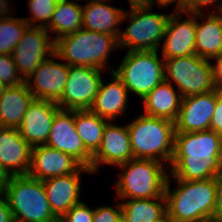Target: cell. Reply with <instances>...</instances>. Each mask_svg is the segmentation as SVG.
Wrapping results in <instances>:
<instances>
[{"instance_id": "cb8c5ba5", "label": "cell", "mask_w": 222, "mask_h": 222, "mask_svg": "<svg viewBox=\"0 0 222 222\" xmlns=\"http://www.w3.org/2000/svg\"><path fill=\"white\" fill-rule=\"evenodd\" d=\"M34 99L26 83L7 86L0 95V127L18 128Z\"/></svg>"}, {"instance_id": "f6af8a7d", "label": "cell", "mask_w": 222, "mask_h": 222, "mask_svg": "<svg viewBox=\"0 0 222 222\" xmlns=\"http://www.w3.org/2000/svg\"><path fill=\"white\" fill-rule=\"evenodd\" d=\"M101 1H103V2H108V0H90V2H101ZM110 1V0H109ZM88 2H89V0H88Z\"/></svg>"}, {"instance_id": "ffe728a7", "label": "cell", "mask_w": 222, "mask_h": 222, "mask_svg": "<svg viewBox=\"0 0 222 222\" xmlns=\"http://www.w3.org/2000/svg\"><path fill=\"white\" fill-rule=\"evenodd\" d=\"M81 173L43 180L45 193L53 214L60 219L72 206L79 204Z\"/></svg>"}, {"instance_id": "8fae6325", "label": "cell", "mask_w": 222, "mask_h": 222, "mask_svg": "<svg viewBox=\"0 0 222 222\" xmlns=\"http://www.w3.org/2000/svg\"><path fill=\"white\" fill-rule=\"evenodd\" d=\"M48 34L45 27L29 26L13 50L12 58L24 80L54 53L55 41Z\"/></svg>"}, {"instance_id": "9a60e30c", "label": "cell", "mask_w": 222, "mask_h": 222, "mask_svg": "<svg viewBox=\"0 0 222 222\" xmlns=\"http://www.w3.org/2000/svg\"><path fill=\"white\" fill-rule=\"evenodd\" d=\"M217 98V89L182 98L180 110L174 121L175 133L209 130Z\"/></svg>"}, {"instance_id": "ba28073f", "label": "cell", "mask_w": 222, "mask_h": 222, "mask_svg": "<svg viewBox=\"0 0 222 222\" xmlns=\"http://www.w3.org/2000/svg\"><path fill=\"white\" fill-rule=\"evenodd\" d=\"M159 50L127 51L122 63L112 72L123 82L128 92L144 98L165 81V62Z\"/></svg>"}, {"instance_id": "9c48e42d", "label": "cell", "mask_w": 222, "mask_h": 222, "mask_svg": "<svg viewBox=\"0 0 222 222\" xmlns=\"http://www.w3.org/2000/svg\"><path fill=\"white\" fill-rule=\"evenodd\" d=\"M164 62L165 80L176 84L182 98L216 89L210 60L193 54L164 59Z\"/></svg>"}, {"instance_id": "3957f363", "label": "cell", "mask_w": 222, "mask_h": 222, "mask_svg": "<svg viewBox=\"0 0 222 222\" xmlns=\"http://www.w3.org/2000/svg\"><path fill=\"white\" fill-rule=\"evenodd\" d=\"M118 48L117 36L82 28L55 40L54 53L69 66L94 67L103 72L107 68L113 71L107 61L111 51Z\"/></svg>"}, {"instance_id": "d6a6232c", "label": "cell", "mask_w": 222, "mask_h": 222, "mask_svg": "<svg viewBox=\"0 0 222 222\" xmlns=\"http://www.w3.org/2000/svg\"><path fill=\"white\" fill-rule=\"evenodd\" d=\"M112 206H100L93 209V222H122L121 203Z\"/></svg>"}, {"instance_id": "836d02e7", "label": "cell", "mask_w": 222, "mask_h": 222, "mask_svg": "<svg viewBox=\"0 0 222 222\" xmlns=\"http://www.w3.org/2000/svg\"><path fill=\"white\" fill-rule=\"evenodd\" d=\"M219 1L220 0H186V13H202V7H208L209 5H213L215 3L217 4H215V7L219 12H221L222 2Z\"/></svg>"}, {"instance_id": "b9f144b4", "label": "cell", "mask_w": 222, "mask_h": 222, "mask_svg": "<svg viewBox=\"0 0 222 222\" xmlns=\"http://www.w3.org/2000/svg\"><path fill=\"white\" fill-rule=\"evenodd\" d=\"M130 5L148 4L147 0H129Z\"/></svg>"}, {"instance_id": "30bf717a", "label": "cell", "mask_w": 222, "mask_h": 222, "mask_svg": "<svg viewBox=\"0 0 222 222\" xmlns=\"http://www.w3.org/2000/svg\"><path fill=\"white\" fill-rule=\"evenodd\" d=\"M102 70L87 66H69L68 78L60 100V109L89 110L97 95Z\"/></svg>"}, {"instance_id": "7c38bea8", "label": "cell", "mask_w": 222, "mask_h": 222, "mask_svg": "<svg viewBox=\"0 0 222 222\" xmlns=\"http://www.w3.org/2000/svg\"><path fill=\"white\" fill-rule=\"evenodd\" d=\"M46 146L72 156L83 167L91 168L92 155L77 134L74 110L59 109L56 112Z\"/></svg>"}, {"instance_id": "d6986e66", "label": "cell", "mask_w": 222, "mask_h": 222, "mask_svg": "<svg viewBox=\"0 0 222 222\" xmlns=\"http://www.w3.org/2000/svg\"><path fill=\"white\" fill-rule=\"evenodd\" d=\"M32 147L21 137L18 128L0 127V164L10 176L27 175Z\"/></svg>"}, {"instance_id": "f1b7e54d", "label": "cell", "mask_w": 222, "mask_h": 222, "mask_svg": "<svg viewBox=\"0 0 222 222\" xmlns=\"http://www.w3.org/2000/svg\"><path fill=\"white\" fill-rule=\"evenodd\" d=\"M28 27V23L23 18L12 16L1 18L0 54H12Z\"/></svg>"}, {"instance_id": "f35d334b", "label": "cell", "mask_w": 222, "mask_h": 222, "mask_svg": "<svg viewBox=\"0 0 222 222\" xmlns=\"http://www.w3.org/2000/svg\"><path fill=\"white\" fill-rule=\"evenodd\" d=\"M12 214L8 205L6 197L0 194V222H10L12 220Z\"/></svg>"}, {"instance_id": "52a82bcc", "label": "cell", "mask_w": 222, "mask_h": 222, "mask_svg": "<svg viewBox=\"0 0 222 222\" xmlns=\"http://www.w3.org/2000/svg\"><path fill=\"white\" fill-rule=\"evenodd\" d=\"M150 4L130 5V12H124L122 21L129 19V25L118 38L119 48L127 51L159 50L170 14L152 12ZM151 11V12H150Z\"/></svg>"}, {"instance_id": "1f68e13d", "label": "cell", "mask_w": 222, "mask_h": 222, "mask_svg": "<svg viewBox=\"0 0 222 222\" xmlns=\"http://www.w3.org/2000/svg\"><path fill=\"white\" fill-rule=\"evenodd\" d=\"M59 222H93V209L84 202L72 206L60 219Z\"/></svg>"}, {"instance_id": "ac0fdd59", "label": "cell", "mask_w": 222, "mask_h": 222, "mask_svg": "<svg viewBox=\"0 0 222 222\" xmlns=\"http://www.w3.org/2000/svg\"><path fill=\"white\" fill-rule=\"evenodd\" d=\"M59 109L55 102L34 99L18 127L21 137L31 147L46 145L52 122Z\"/></svg>"}, {"instance_id": "74e56055", "label": "cell", "mask_w": 222, "mask_h": 222, "mask_svg": "<svg viewBox=\"0 0 222 222\" xmlns=\"http://www.w3.org/2000/svg\"><path fill=\"white\" fill-rule=\"evenodd\" d=\"M173 2L177 4L175 11H180L186 14V0H148V4L152 5L153 7L155 6V3H157L159 7H168L169 4Z\"/></svg>"}, {"instance_id": "e0dca14e", "label": "cell", "mask_w": 222, "mask_h": 222, "mask_svg": "<svg viewBox=\"0 0 222 222\" xmlns=\"http://www.w3.org/2000/svg\"><path fill=\"white\" fill-rule=\"evenodd\" d=\"M133 159L127 124L114 125L113 121L105 126L101 144L92 155L91 171L96 174L99 165H121Z\"/></svg>"}, {"instance_id": "5bb4252c", "label": "cell", "mask_w": 222, "mask_h": 222, "mask_svg": "<svg viewBox=\"0 0 222 222\" xmlns=\"http://www.w3.org/2000/svg\"><path fill=\"white\" fill-rule=\"evenodd\" d=\"M89 172L72 156L46 145L32 147L31 164L28 176L41 181L52 177L65 176L73 173Z\"/></svg>"}, {"instance_id": "ee69618b", "label": "cell", "mask_w": 222, "mask_h": 222, "mask_svg": "<svg viewBox=\"0 0 222 222\" xmlns=\"http://www.w3.org/2000/svg\"><path fill=\"white\" fill-rule=\"evenodd\" d=\"M156 222H172V221L166 215L162 220Z\"/></svg>"}, {"instance_id": "f546056e", "label": "cell", "mask_w": 222, "mask_h": 222, "mask_svg": "<svg viewBox=\"0 0 222 222\" xmlns=\"http://www.w3.org/2000/svg\"><path fill=\"white\" fill-rule=\"evenodd\" d=\"M56 4L52 0H28V9L32 17L23 19L29 26L46 27L50 23ZM39 21L42 23L35 25Z\"/></svg>"}, {"instance_id": "44dd1931", "label": "cell", "mask_w": 222, "mask_h": 222, "mask_svg": "<svg viewBox=\"0 0 222 222\" xmlns=\"http://www.w3.org/2000/svg\"><path fill=\"white\" fill-rule=\"evenodd\" d=\"M110 78L113 81L106 85L102 80L99 91L89 110L99 117L112 122L126 111L129 92L123 82L112 71Z\"/></svg>"}, {"instance_id": "7dc6e473", "label": "cell", "mask_w": 222, "mask_h": 222, "mask_svg": "<svg viewBox=\"0 0 222 222\" xmlns=\"http://www.w3.org/2000/svg\"><path fill=\"white\" fill-rule=\"evenodd\" d=\"M10 222H22V221H19V220H16V219H12Z\"/></svg>"}, {"instance_id": "7402d4cb", "label": "cell", "mask_w": 222, "mask_h": 222, "mask_svg": "<svg viewBox=\"0 0 222 222\" xmlns=\"http://www.w3.org/2000/svg\"><path fill=\"white\" fill-rule=\"evenodd\" d=\"M199 17L204 21L198 22ZM196 55L211 60L222 54V13H196Z\"/></svg>"}, {"instance_id": "4316f807", "label": "cell", "mask_w": 222, "mask_h": 222, "mask_svg": "<svg viewBox=\"0 0 222 222\" xmlns=\"http://www.w3.org/2000/svg\"><path fill=\"white\" fill-rule=\"evenodd\" d=\"M82 6L72 0H62L56 4L50 23L45 29L56 34L53 40L82 29Z\"/></svg>"}, {"instance_id": "c3c4849f", "label": "cell", "mask_w": 222, "mask_h": 222, "mask_svg": "<svg viewBox=\"0 0 222 222\" xmlns=\"http://www.w3.org/2000/svg\"><path fill=\"white\" fill-rule=\"evenodd\" d=\"M221 175H222V154H221Z\"/></svg>"}, {"instance_id": "7bdbcfd3", "label": "cell", "mask_w": 222, "mask_h": 222, "mask_svg": "<svg viewBox=\"0 0 222 222\" xmlns=\"http://www.w3.org/2000/svg\"><path fill=\"white\" fill-rule=\"evenodd\" d=\"M7 85L0 81V95L5 91Z\"/></svg>"}, {"instance_id": "bcb514c9", "label": "cell", "mask_w": 222, "mask_h": 222, "mask_svg": "<svg viewBox=\"0 0 222 222\" xmlns=\"http://www.w3.org/2000/svg\"><path fill=\"white\" fill-rule=\"evenodd\" d=\"M61 1H62V0H52L53 3H57V4H58L59 2H61Z\"/></svg>"}, {"instance_id": "ab89813d", "label": "cell", "mask_w": 222, "mask_h": 222, "mask_svg": "<svg viewBox=\"0 0 222 222\" xmlns=\"http://www.w3.org/2000/svg\"><path fill=\"white\" fill-rule=\"evenodd\" d=\"M10 177L11 176L8 174V172L0 164V194L3 193L6 185L9 182Z\"/></svg>"}, {"instance_id": "8d00e7d4", "label": "cell", "mask_w": 222, "mask_h": 222, "mask_svg": "<svg viewBox=\"0 0 222 222\" xmlns=\"http://www.w3.org/2000/svg\"><path fill=\"white\" fill-rule=\"evenodd\" d=\"M213 222H222V175L217 177V194Z\"/></svg>"}, {"instance_id": "7a4b0ae2", "label": "cell", "mask_w": 222, "mask_h": 222, "mask_svg": "<svg viewBox=\"0 0 222 222\" xmlns=\"http://www.w3.org/2000/svg\"><path fill=\"white\" fill-rule=\"evenodd\" d=\"M170 179L178 184L175 189L171 190ZM216 194L217 177L186 181L168 175L164 194L167 217L172 222H213Z\"/></svg>"}, {"instance_id": "6da1fadb", "label": "cell", "mask_w": 222, "mask_h": 222, "mask_svg": "<svg viewBox=\"0 0 222 222\" xmlns=\"http://www.w3.org/2000/svg\"><path fill=\"white\" fill-rule=\"evenodd\" d=\"M222 136L213 130L175 133L170 175L186 181L221 175Z\"/></svg>"}, {"instance_id": "4dcf8cb0", "label": "cell", "mask_w": 222, "mask_h": 222, "mask_svg": "<svg viewBox=\"0 0 222 222\" xmlns=\"http://www.w3.org/2000/svg\"><path fill=\"white\" fill-rule=\"evenodd\" d=\"M0 81L7 86L25 83L19 74L11 54H0Z\"/></svg>"}, {"instance_id": "484cf974", "label": "cell", "mask_w": 222, "mask_h": 222, "mask_svg": "<svg viewBox=\"0 0 222 222\" xmlns=\"http://www.w3.org/2000/svg\"><path fill=\"white\" fill-rule=\"evenodd\" d=\"M166 215L165 197L121 201L122 222H156Z\"/></svg>"}, {"instance_id": "d590c367", "label": "cell", "mask_w": 222, "mask_h": 222, "mask_svg": "<svg viewBox=\"0 0 222 222\" xmlns=\"http://www.w3.org/2000/svg\"><path fill=\"white\" fill-rule=\"evenodd\" d=\"M212 60H215L214 64L211 63L215 88L222 91V54L211 59V62Z\"/></svg>"}, {"instance_id": "5b68a950", "label": "cell", "mask_w": 222, "mask_h": 222, "mask_svg": "<svg viewBox=\"0 0 222 222\" xmlns=\"http://www.w3.org/2000/svg\"><path fill=\"white\" fill-rule=\"evenodd\" d=\"M118 167L123 172L115 184L116 198L130 200L165 197V185L169 174L162 162L133 158Z\"/></svg>"}, {"instance_id": "60d3db41", "label": "cell", "mask_w": 222, "mask_h": 222, "mask_svg": "<svg viewBox=\"0 0 222 222\" xmlns=\"http://www.w3.org/2000/svg\"><path fill=\"white\" fill-rule=\"evenodd\" d=\"M9 4L7 0H0V19L5 17H11V8L9 9Z\"/></svg>"}, {"instance_id": "8992f818", "label": "cell", "mask_w": 222, "mask_h": 222, "mask_svg": "<svg viewBox=\"0 0 222 222\" xmlns=\"http://www.w3.org/2000/svg\"><path fill=\"white\" fill-rule=\"evenodd\" d=\"M12 218L22 222H59L50 209L43 181L28 175L11 176L2 193Z\"/></svg>"}, {"instance_id": "277c9868", "label": "cell", "mask_w": 222, "mask_h": 222, "mask_svg": "<svg viewBox=\"0 0 222 222\" xmlns=\"http://www.w3.org/2000/svg\"><path fill=\"white\" fill-rule=\"evenodd\" d=\"M133 158L169 163L174 151V122L141 114L127 124Z\"/></svg>"}, {"instance_id": "603a6c76", "label": "cell", "mask_w": 222, "mask_h": 222, "mask_svg": "<svg viewBox=\"0 0 222 222\" xmlns=\"http://www.w3.org/2000/svg\"><path fill=\"white\" fill-rule=\"evenodd\" d=\"M125 10L108 5L106 2H88L82 6V28L105 33L119 38V29Z\"/></svg>"}, {"instance_id": "d4e9b609", "label": "cell", "mask_w": 222, "mask_h": 222, "mask_svg": "<svg viewBox=\"0 0 222 222\" xmlns=\"http://www.w3.org/2000/svg\"><path fill=\"white\" fill-rule=\"evenodd\" d=\"M166 80L158 84L143 100L144 114L175 121L180 110L182 96ZM179 94V95H178Z\"/></svg>"}, {"instance_id": "83f0119b", "label": "cell", "mask_w": 222, "mask_h": 222, "mask_svg": "<svg viewBox=\"0 0 222 222\" xmlns=\"http://www.w3.org/2000/svg\"><path fill=\"white\" fill-rule=\"evenodd\" d=\"M74 120L77 134L85 149L93 155L101 144L105 126L109 121L90 110H74Z\"/></svg>"}, {"instance_id": "4fadbf2b", "label": "cell", "mask_w": 222, "mask_h": 222, "mask_svg": "<svg viewBox=\"0 0 222 222\" xmlns=\"http://www.w3.org/2000/svg\"><path fill=\"white\" fill-rule=\"evenodd\" d=\"M45 59L25 80L27 88L36 100L57 103L65 88L69 73V65L56 62V54ZM32 82V83H31Z\"/></svg>"}, {"instance_id": "2e32d148", "label": "cell", "mask_w": 222, "mask_h": 222, "mask_svg": "<svg viewBox=\"0 0 222 222\" xmlns=\"http://www.w3.org/2000/svg\"><path fill=\"white\" fill-rule=\"evenodd\" d=\"M183 14L175 11L169 16L163 36V59L196 54V13H186L187 19L182 21Z\"/></svg>"}, {"instance_id": "e575fe53", "label": "cell", "mask_w": 222, "mask_h": 222, "mask_svg": "<svg viewBox=\"0 0 222 222\" xmlns=\"http://www.w3.org/2000/svg\"><path fill=\"white\" fill-rule=\"evenodd\" d=\"M210 130H213L222 136V91L219 90L217 103L210 122Z\"/></svg>"}]
</instances>
